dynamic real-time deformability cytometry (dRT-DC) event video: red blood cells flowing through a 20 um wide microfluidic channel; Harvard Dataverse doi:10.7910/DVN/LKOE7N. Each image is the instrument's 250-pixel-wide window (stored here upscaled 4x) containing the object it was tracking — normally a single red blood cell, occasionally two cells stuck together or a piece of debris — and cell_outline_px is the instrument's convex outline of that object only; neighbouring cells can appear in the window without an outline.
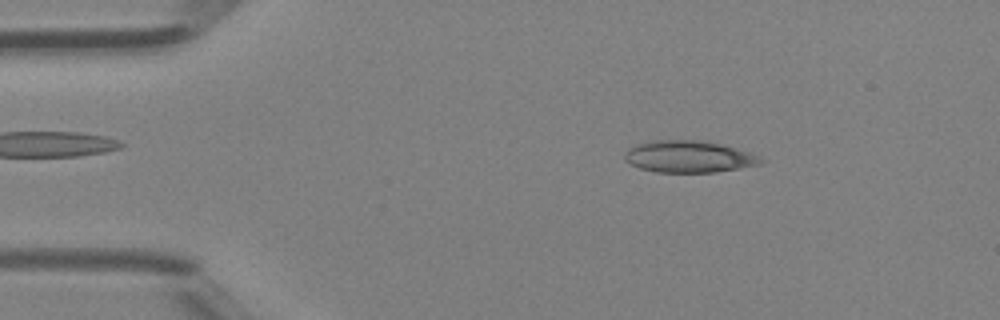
{"species": "Egyptian fruit bat (a non-hibernating species)", "species_latin": "Rousettus aegyptiacus", "temperature_condition": "room temperature", "stored_images_in_passage": 40, "camera_frame_rate_fps": 3000, "um_per_image_px": 0.085, "animal": {"sex": "female"}, "frame": {"image": 1, "passage_image": 5, "time_ms": 1.333, "image_size_px": [1000, 320], "cell_outline_px": [[764, 160], [760, 164], [740, 168], [716, 172], [656, 172], [640, 168], [628, 164], [624, 160], [624, 152], [628, 148], [636, 144], [656, 140], [704, 140], [736, 148], [748, 152]], "centroid_in_image_um": [58.48, 13.31], "position_along_channel_um": 26.5, "area_um2": 25.26}}
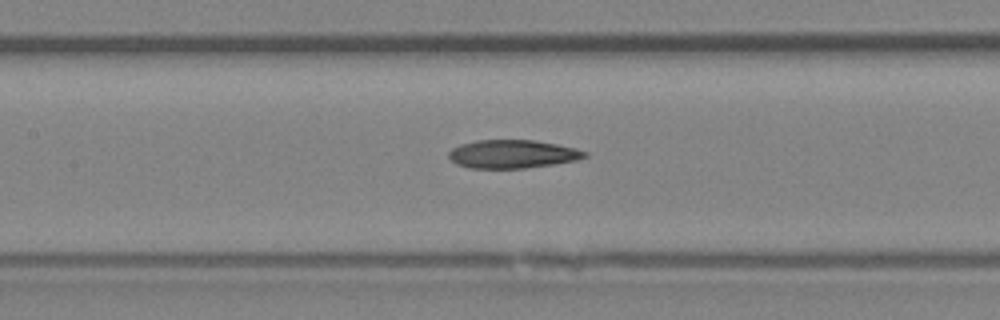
{"frame": {"image": 2, "passage_image": 19, "time_ms": 6.0, "image_size_px": [1000, 320], "cell_outline_px": [[588, 156], [576, 160], [552, 164], [524, 168], [468, 168], [456, 164], [448, 156], [448, 152], [452, 148], [460, 144], [476, 140], [536, 140], [576, 148], [588, 152]], "centroid_in_image_um": [43.55, 13.09], "position_along_channel_um": 163.9, "area_um2": 22.48}}
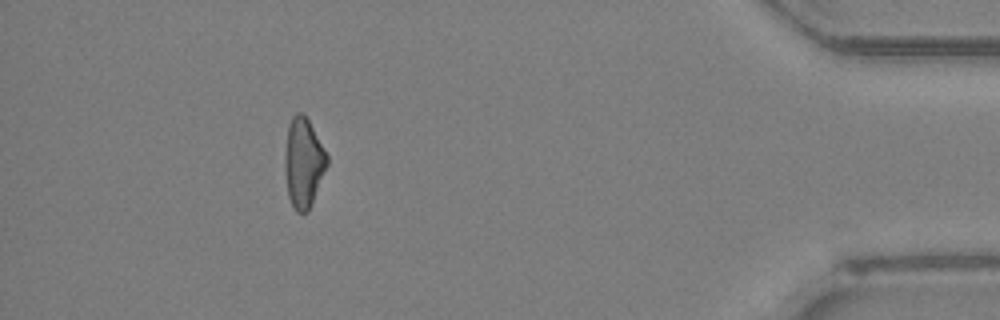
{"frame": {"image": 3, "passage_image": 40, "time_ms": 13.0, "image_size_px": [1000, 320], "cell_outline_px": [[328, 164], [312, 204], [308, 212], [296, 212], [288, 196], [284, 168], [284, 156], [288, 124], [292, 116], [296, 112], [300, 112], [308, 120], [328, 156]], "centroid_in_image_um": [25.78, 13.84], "position_along_channel_um": 409.4, "area_um2": 22.02}, "authors_computed_cell_mechanics": {"area_um2": 22.8888, "velocity_mm_per_s": 4.3261, "shape_relaxation_time_tau1_ms": null, "shape_relaxation_time_tau2_ms": 4.7796, "deformation_change_tau1": null, "deformation_change_tau2": 0.1532}}